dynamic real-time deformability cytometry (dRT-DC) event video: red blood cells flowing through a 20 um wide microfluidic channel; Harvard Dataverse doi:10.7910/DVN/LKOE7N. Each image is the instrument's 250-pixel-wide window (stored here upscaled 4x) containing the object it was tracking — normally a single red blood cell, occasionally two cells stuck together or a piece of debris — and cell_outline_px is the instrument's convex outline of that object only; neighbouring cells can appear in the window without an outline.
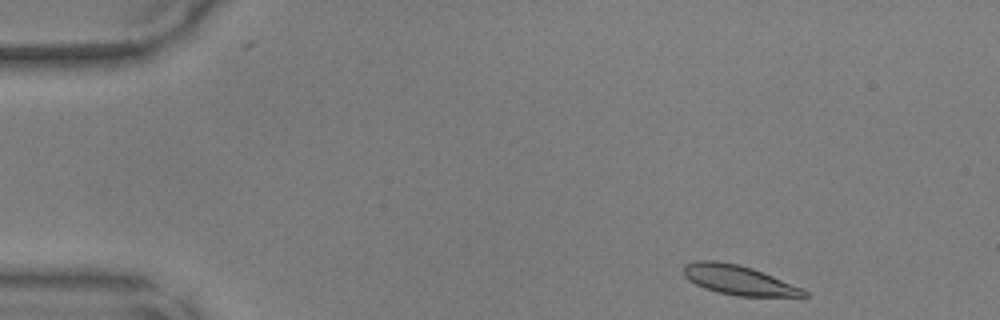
{"species": "common noctule bat (a hibernating species)", "species_latin": "Nyctalus noctula", "temperature_condition": "warm", "stored_images_in_passage": 9, "camera_frame_rate_fps": 3000, "um_per_image_px": 0.085, "animal": {"sex": "male", "body_mass_g": 17.9, "forearm_length_mm": 54.2}, "frame": {"image": 1, "passage_image": 1, "time_ms": 0.0, "image_size_px": [1000, 320], "cell_outline_px": [[808, 296], [736, 296], [704, 288], [688, 280], [684, 276], [684, 264], [696, 260], [716, 260], [736, 264], [752, 268], [804, 288], [808, 292]], "centroid_in_image_um": [62.77, 23.79], "position_along_channel_um": 22.2, "area_um2": 20.63}}